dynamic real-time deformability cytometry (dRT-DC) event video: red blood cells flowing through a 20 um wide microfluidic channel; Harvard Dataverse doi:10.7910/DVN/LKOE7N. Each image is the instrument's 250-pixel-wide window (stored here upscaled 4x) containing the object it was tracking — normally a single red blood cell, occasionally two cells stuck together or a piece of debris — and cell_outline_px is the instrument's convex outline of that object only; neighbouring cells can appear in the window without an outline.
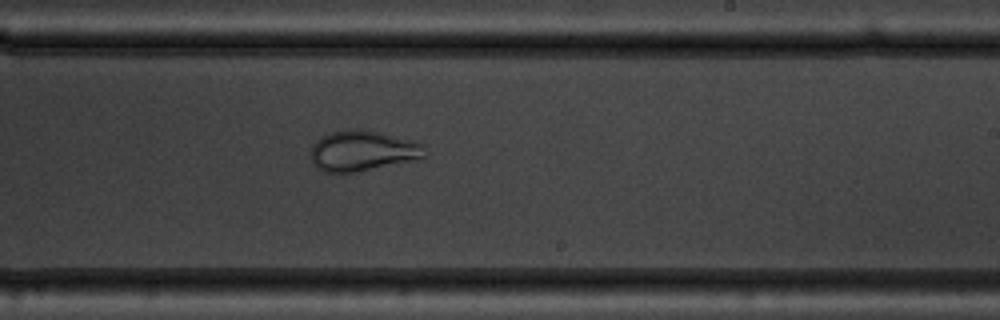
{"species": "common noctule bat (a hibernating species)", "species_latin": "Nyctalus noctula", "temperature_condition": "warm", "stored_images_in_passage": 37, "camera_frame_rate_fps": 3000, "um_per_image_px": 0.085, "animal": {"sex": "male", "body_mass_g": 19.5, "forearm_length_mm": 54.6}, "frame": {"image": 1, "passage_image": 16, "time_ms": 5.0, "image_size_px": [1000, 320], "cell_outline_px": [[424, 156], [412, 160], [340, 176], [324, 172], [316, 168], [312, 164], [312, 144], [316, 140], [332, 132], [356, 128], [360, 128], [412, 140], [424, 144]], "centroid_in_image_um": [30.75, 12.86], "position_along_channel_um": 258.2, "area_um2": 27.11}}
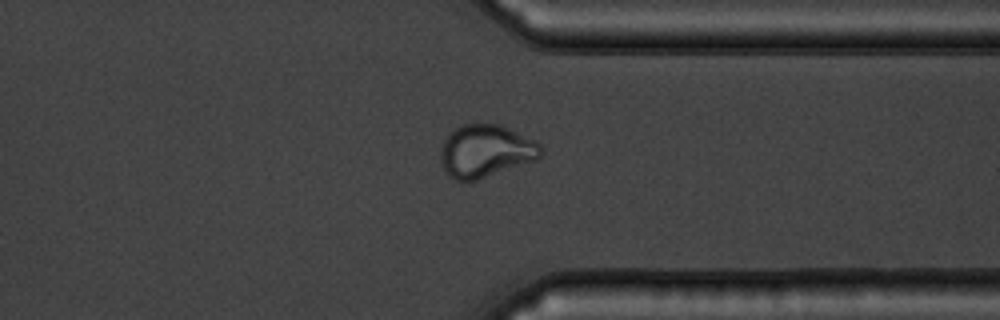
{"frame": {"image": 2, "passage_image": 25, "time_ms": 8.0, "image_size_px": [1000, 320], "cell_outline_px": [[544, 152], [536, 160], [476, 180], [456, 180], [444, 172], [440, 156], [440, 152], [444, 140], [456, 128], [464, 124], [500, 124], [540, 144], [544, 148]], "centroid_in_image_um": [41.29, 12.85], "position_along_channel_um": 370.1, "area_um2": 30.4}}
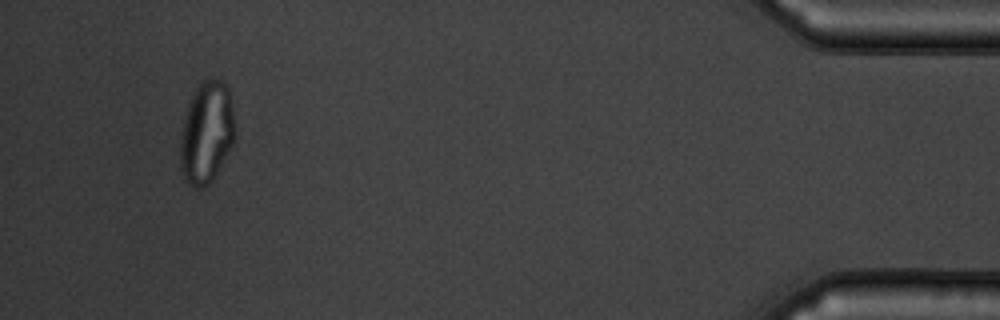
{"frame": {"image": 3, "passage_image": 34, "time_ms": 11.0, "image_size_px": [1000, 320], "cell_outline_px": [[236, 136], [232, 144], [212, 180], [208, 184], [200, 188], [196, 188], [188, 184], [180, 168], [180, 136], [188, 104], [196, 88], [204, 80], [220, 80], [228, 88], [236, 128]], "centroid_in_image_um": [17.55, 11.29], "position_along_channel_um": 417.6, "area_um2": 32.14}}